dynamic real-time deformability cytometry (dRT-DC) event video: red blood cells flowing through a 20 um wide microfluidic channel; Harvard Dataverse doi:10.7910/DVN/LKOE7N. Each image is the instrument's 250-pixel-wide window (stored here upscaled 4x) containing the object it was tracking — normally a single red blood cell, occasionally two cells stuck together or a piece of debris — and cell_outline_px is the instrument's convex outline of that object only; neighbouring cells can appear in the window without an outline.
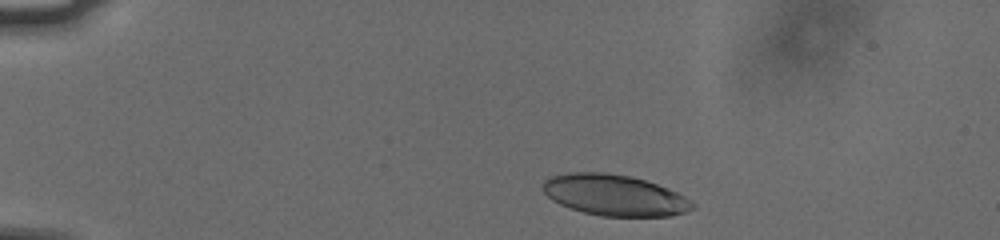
{"species": "human", "species_latin": "Homo sapiens", "temperature_condition": "cold", "stored_images_in_passage": 40, "camera_frame_rate_fps": 3000, "um_per_image_px": 0.085, "donor": {"sex": "male"}, "frame": {"image": 1, "passage_image": 3, "time_ms": 0.667, "image_size_px": [1000, 240], "cell_outline_px": [[696, 208], [672, 216], [600, 216], [584, 212], [560, 204], [552, 200], [544, 192], [544, 180], [552, 176], [568, 172], [604, 172], [632, 176], [668, 188], [684, 196], [696, 204]], "centroid_in_image_um": [52.26, 16.59], "position_along_channel_um": 32.7, "area_um2": 35.72}}
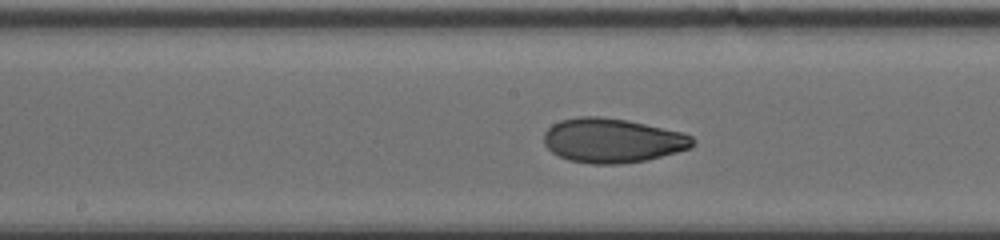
{"frame": {"image": 2, "passage_image": 22, "time_ms": 7.0, "image_size_px": [1000, 240], "cell_outline_px": [[696, 144], [692, 148], [648, 160], [620, 164], [592, 164], [568, 160], [552, 152], [544, 144], [544, 132], [552, 124], [560, 120], [580, 116], [596, 116], [628, 120], [684, 132], [692, 136], [696, 140]], "centroid_in_image_um": [52.09, 11.94], "position_along_channel_um": 196.1, "area_um2": 38.9}}
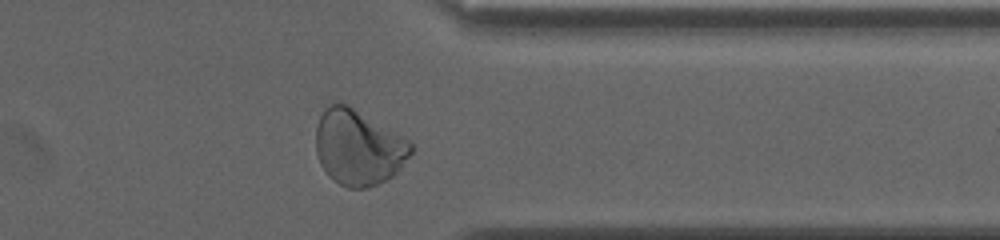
{"frame": {"image": 3, "passage_image": 37, "time_ms": 12.0, "image_size_px": [1000, 240], "cell_outline_px": [[412, 152], [400, 168], [392, 176], [368, 188], [348, 188], [332, 180], [328, 176], [320, 164], [316, 152], [316, 128], [320, 116], [324, 108], [332, 104], [348, 104], [408, 140], [412, 144]], "centroid_in_image_um": [30.43, 12.54], "position_along_channel_um": 381.0, "area_um2": 41.44}, "authors_computed_cell_mechanics": {"area_um2": 37.7723, "velocity_mm_per_s": 3.7627, "shape_relaxation_time_tau1_ms": 9.0763, "shape_relaxation_time_tau2_ms": 1.5973, "deformation_change_tau1": 0.2561, "deformation_change_tau2": 0.0641}}